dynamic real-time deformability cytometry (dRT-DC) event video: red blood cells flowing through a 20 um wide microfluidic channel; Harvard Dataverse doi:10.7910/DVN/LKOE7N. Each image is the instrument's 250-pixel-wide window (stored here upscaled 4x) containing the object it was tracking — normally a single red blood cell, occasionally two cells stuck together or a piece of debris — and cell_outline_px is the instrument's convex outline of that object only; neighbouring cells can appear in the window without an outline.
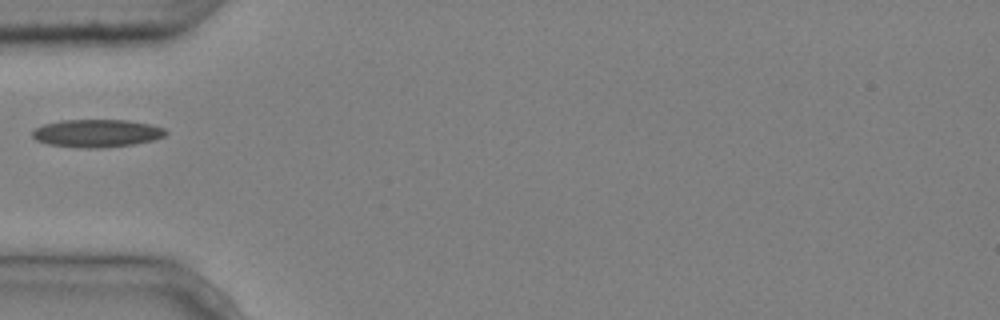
{"species": "common noctule bat (a hibernating species)", "species_latin": "Nyctalus noctula", "temperature_condition": "cold", "stored_images_in_passage": 1, "camera_frame_rate_fps": 3000, "um_per_image_px": 0.085, "animal": {"sex": "male", "body_mass_g": 20.4}, "frame": {"image": 1, "passage_image": 1, "time_ms": 0.0, "image_size_px": [1000, 320], "cell_outline_px": [[168, 132], [164, 136], [152, 140], [132, 144], [100, 148], [80, 148], [48, 144], [36, 140], [32, 136], [32, 132], [36, 128], [44, 124], [60, 120], [128, 120], [152, 124], [164, 128]], "centroid_in_image_um": [8.23, 11.32], "position_along_channel_um": 76.8, "area_um2": 21.62}}